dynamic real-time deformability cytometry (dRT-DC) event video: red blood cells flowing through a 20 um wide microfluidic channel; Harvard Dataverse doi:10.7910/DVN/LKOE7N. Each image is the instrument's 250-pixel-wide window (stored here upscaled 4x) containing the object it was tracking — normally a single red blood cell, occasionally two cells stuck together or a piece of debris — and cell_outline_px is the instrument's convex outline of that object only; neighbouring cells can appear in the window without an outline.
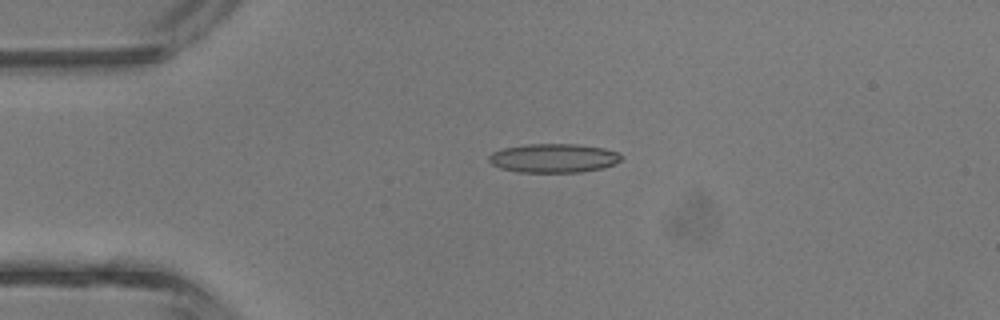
{"species": "common noctule bat (a hibernating species)", "species_latin": "Nyctalus noctula", "temperature_condition": "room temperature", "stored_images_in_passage": 38, "camera_frame_rate_fps": 3000, "um_per_image_px": 0.085, "animal": {"sex": "male", "body_mass_g": 13.3}, "frame": {"image": 1, "passage_image": 5, "time_ms": 1.333, "image_size_px": [1000, 320], "cell_outline_px": [[624, 156], [620, 160], [604, 168], [580, 172], [520, 172], [500, 168], [492, 164], [488, 160], [488, 156], [492, 152], [504, 148], [528, 144], [576, 144], [604, 148], [620, 152]], "centroid_in_image_um": [47.08, 13.44], "position_along_channel_um": 37.9, "area_um2": 22.37}}
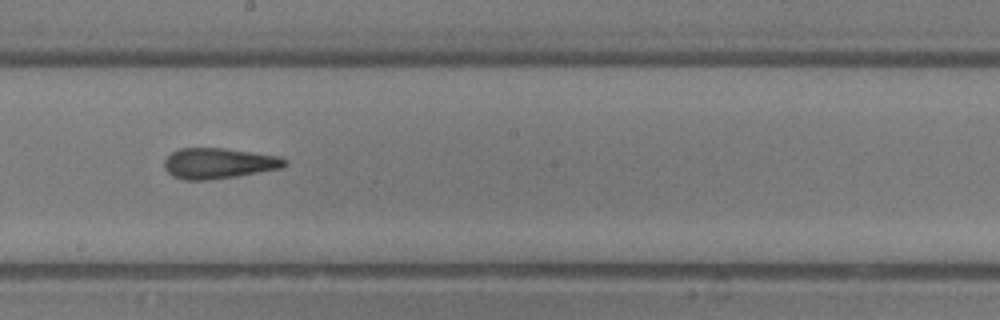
{"frame": {"image": 2, "passage_image": 19, "time_ms": 6.0, "image_size_px": [1000, 320], "cell_outline_px": [[288, 164], [280, 168], [236, 176], [208, 180], [184, 180], [172, 176], [164, 168], [164, 160], [172, 152], [180, 148], [224, 148], [280, 156], [288, 160]], "centroid_in_image_um": [18.58, 13.88], "position_along_channel_um": 229.6, "area_um2": 21.5}}
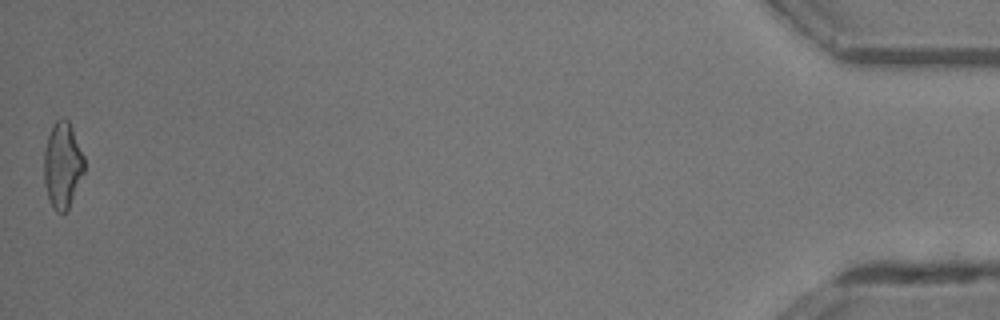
{"frame": {"image": 3, "passage_image": 38, "time_ms": 12.333, "image_size_px": [1000, 320], "cell_outline_px": [[84, 172], [68, 208], [64, 212], [56, 212], [52, 208], [48, 200], [44, 184], [44, 152], [48, 136], [52, 124], [60, 116], [64, 116], [68, 120], [72, 128], [84, 156]], "centroid_in_image_um": [5.29, 14.02], "position_along_channel_um": 429.9, "area_um2": 20.29}, "authors_computed_cell_mechanics": {"area_um2": 21.0103, "velocity_mm_per_s": 4.7701, "shape_relaxation_time_tau1_ms": 4.5217, "shape_relaxation_time_tau2_ms": 1.5039, "deformation_change_tau1": 0.178, "deformation_change_tau2": 0.1263}}